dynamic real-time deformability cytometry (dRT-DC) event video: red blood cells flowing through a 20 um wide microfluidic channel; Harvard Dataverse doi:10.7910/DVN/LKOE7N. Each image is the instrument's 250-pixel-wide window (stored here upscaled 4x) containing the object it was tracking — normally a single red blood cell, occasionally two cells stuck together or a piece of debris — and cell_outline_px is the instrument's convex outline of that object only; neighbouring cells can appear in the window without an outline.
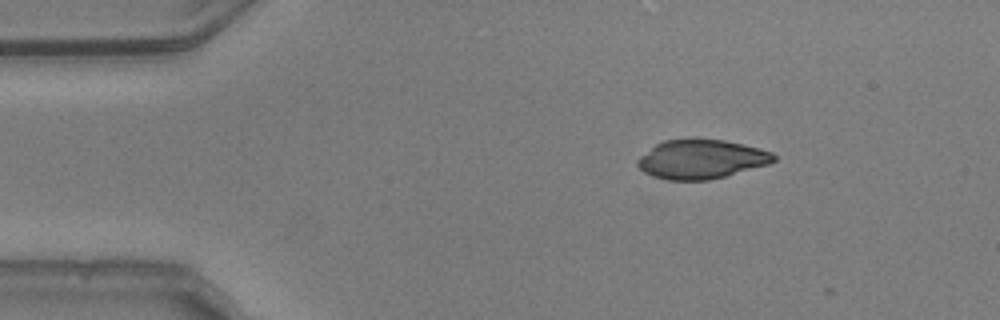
{"species": "common noctule bat (a hibernating species)", "species_latin": "Nyctalus noctula", "temperature_condition": "warm", "stored_images_in_passage": 3, "camera_frame_rate_fps": 3000, "um_per_image_px": 0.085, "animal": {"sex": "male", "body_mass_g": 20.5, "forearm_length_mm": 52.5}, "frame": {"image": 1, "passage_image": 1, "time_ms": 0.0, "image_size_px": [1000, 320], "cell_outline_px": [[776, 160], [768, 164], [724, 176], [708, 180], [668, 180], [652, 176], [644, 172], [636, 164], [636, 160], [640, 156], [656, 144], [664, 140], [724, 140], [744, 144], [760, 148], [772, 152], [776, 156]], "centroid_in_image_um": [59.6, 13.54], "position_along_channel_um": 25.4, "area_um2": 30.69}}